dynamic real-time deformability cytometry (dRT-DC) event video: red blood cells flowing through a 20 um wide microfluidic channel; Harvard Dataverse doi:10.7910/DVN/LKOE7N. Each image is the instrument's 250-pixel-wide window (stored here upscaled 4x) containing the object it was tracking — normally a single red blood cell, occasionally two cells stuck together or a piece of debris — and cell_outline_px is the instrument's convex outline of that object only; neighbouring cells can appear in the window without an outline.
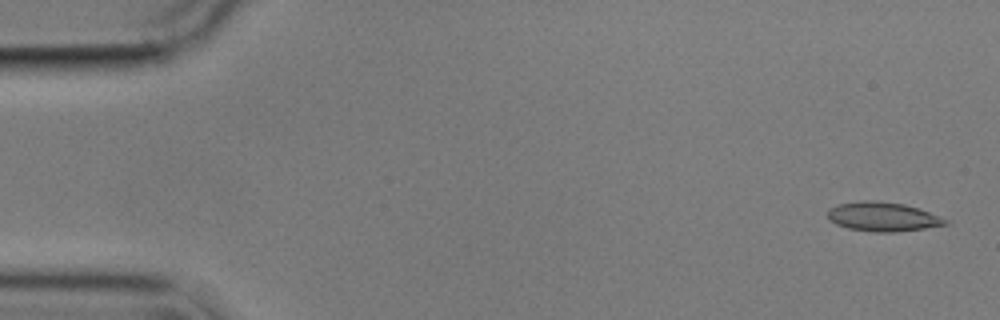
{"species": "common noctule bat (a hibernating species)", "species_latin": "Nyctalus noctula", "temperature_condition": "cold", "stored_images_in_passage": 8, "camera_frame_rate_fps": 3000, "um_per_image_px": 0.085, "animal": {"sex": "male", "body_mass_g": 17.9}, "frame": {"image": 1, "passage_image": 2, "time_ms": 0.333, "image_size_px": [1000, 320], "cell_outline_px": [[948, 224], [924, 228], [896, 232], [872, 232], [848, 228], [836, 224], [828, 216], [828, 208], [836, 204], [860, 200], [876, 200], [904, 204], [940, 216], [948, 220]], "centroid_in_image_um": [75.01, 18.41], "position_along_channel_um": 10.0, "area_um2": 20.0}}